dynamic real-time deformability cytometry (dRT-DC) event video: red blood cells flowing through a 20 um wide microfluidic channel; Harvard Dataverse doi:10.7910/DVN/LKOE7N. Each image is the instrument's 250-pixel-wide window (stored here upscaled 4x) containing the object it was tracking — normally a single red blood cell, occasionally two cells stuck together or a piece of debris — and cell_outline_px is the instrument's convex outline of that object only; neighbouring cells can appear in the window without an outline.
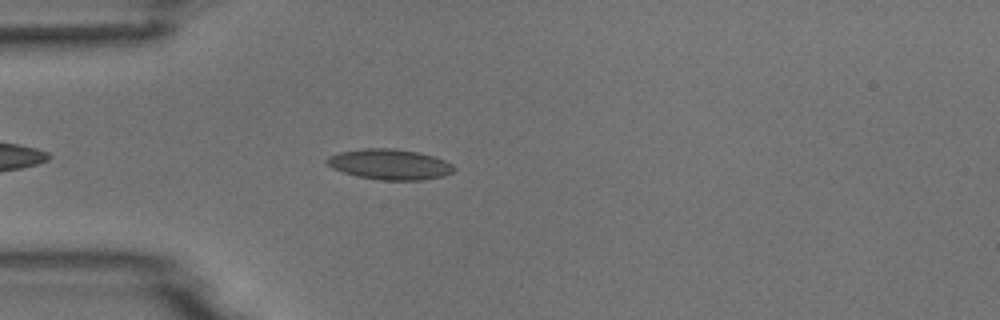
{"species": "common noctule bat (a hibernating species)", "species_latin": "Nyctalus noctula", "temperature_condition": "room temperature", "stored_images_in_passage": 4, "camera_frame_rate_fps": 3000, "um_per_image_px": 0.085, "animal": {"sex": "male", "body_mass_g": 18.8}, "frame": {"image": 1, "passage_image": 4, "time_ms": 4.333, "image_size_px": [1000, 320], "cell_outline_px": [[456, 172], [444, 176], [424, 180], [380, 180], [356, 176], [332, 168], [324, 160], [328, 156], [340, 152], [364, 148], [392, 148], [420, 152], [444, 160], [452, 164], [456, 168]], "centroid_in_image_um": [33.15, 13.97], "position_along_channel_um": 51.8, "area_um2": 22.77}}